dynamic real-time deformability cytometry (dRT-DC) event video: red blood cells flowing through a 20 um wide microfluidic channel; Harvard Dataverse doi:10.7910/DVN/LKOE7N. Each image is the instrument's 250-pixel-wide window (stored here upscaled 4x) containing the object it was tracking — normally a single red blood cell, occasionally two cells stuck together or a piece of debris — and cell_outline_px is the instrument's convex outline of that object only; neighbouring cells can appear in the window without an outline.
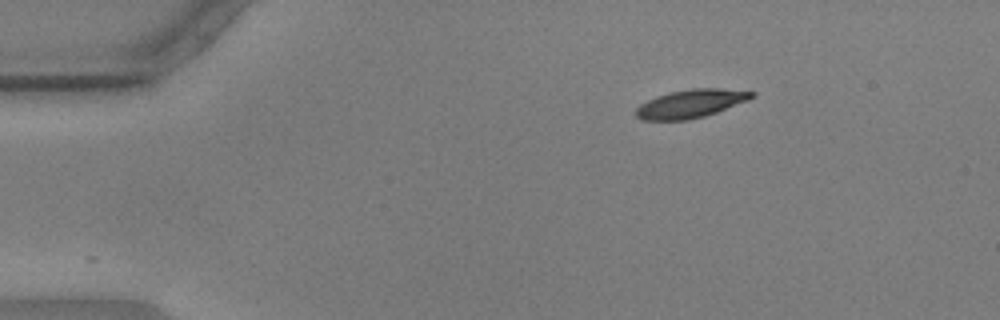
{"species": "common noctule bat (a hibernating species)", "species_latin": "Nyctalus noctula", "temperature_condition": "warm", "stored_images_in_passage": 49, "camera_frame_rate_fps": 3000, "um_per_image_px": 0.085, "animal": {"sex": "male", "body_mass_g": 17.9, "forearm_length_mm": 54.2}, "frame": {"image": 1, "passage_image": 1, "time_ms": 0.0, "image_size_px": [1000, 320], "cell_outline_px": [[756, 96], [748, 100], [716, 112], [704, 116], [688, 120], [640, 120], [632, 112], [640, 104], [656, 96], [668, 92], [692, 88], [720, 88], [756, 92]], "centroid_in_image_um": [58.68, 8.81], "position_along_channel_um": 26.3, "area_um2": 19.25}}
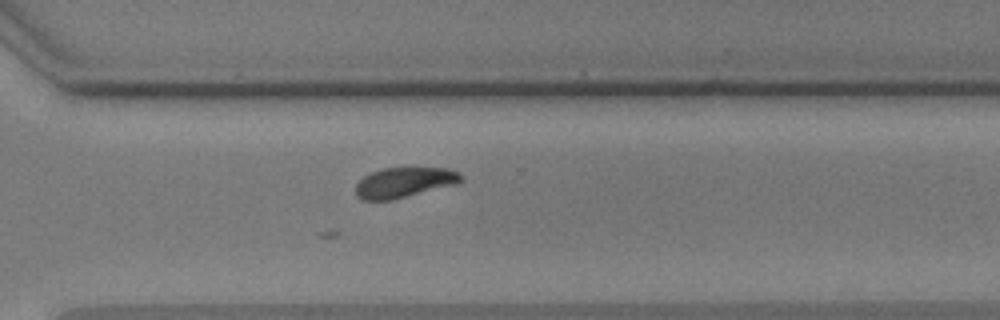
{"frame": {"image": 2, "passage_image": 33, "time_ms": 10.667, "image_size_px": [1000, 320], "cell_outline_px": [[464, 180], [456, 184], [392, 200], [364, 200], [356, 196], [356, 184], [364, 176], [380, 168], [448, 168], [460, 172], [464, 176]], "centroid_in_image_um": [34.39, 15.5], "position_along_channel_um": 336.2, "area_um2": 18.61}}
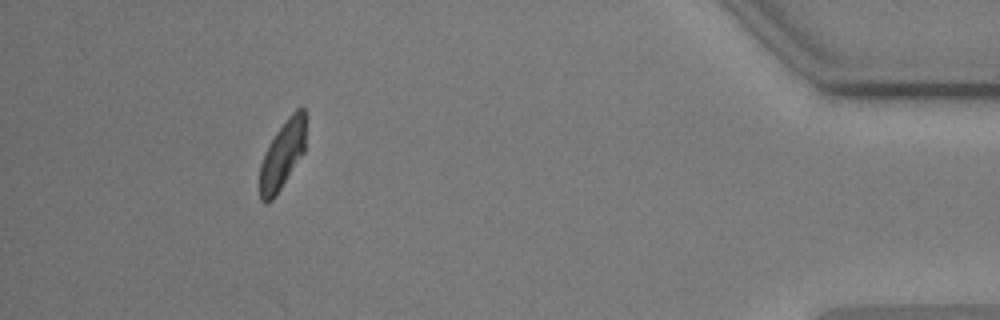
{"frame": {"image": 3, "passage_image": 44, "time_ms": 14.333, "image_size_px": [1000, 320], "cell_outline_px": [[308, 116], [304, 152], [276, 196], [268, 204], [264, 204], [260, 200], [260, 164], [268, 144], [276, 132], [288, 116], [296, 108], [304, 108]], "centroid_in_image_um": [24.04, 13.13], "position_along_channel_um": 411.2, "area_um2": 18.79}}